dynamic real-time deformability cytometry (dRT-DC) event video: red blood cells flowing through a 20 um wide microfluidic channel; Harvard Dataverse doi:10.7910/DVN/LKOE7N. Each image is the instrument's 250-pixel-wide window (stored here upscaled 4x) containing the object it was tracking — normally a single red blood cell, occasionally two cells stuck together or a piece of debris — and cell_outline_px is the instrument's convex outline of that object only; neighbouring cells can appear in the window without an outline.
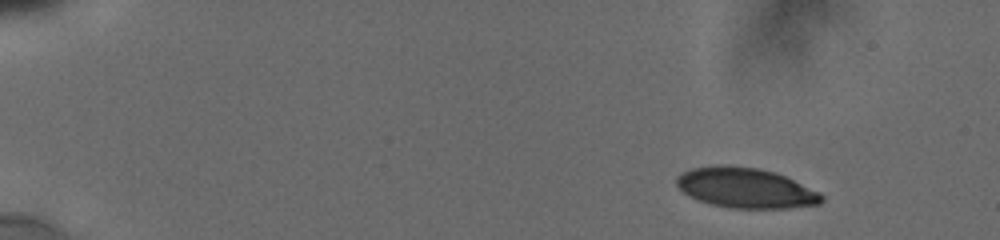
{"species": "human", "species_latin": "Homo sapiens", "temperature_condition": "cold", "stored_images_in_passage": 43, "camera_frame_rate_fps": 3000, "um_per_image_px": 0.085, "donor": {"sex": "male"}, "frame": {"image": 1, "passage_image": 1, "time_ms": 0.0, "image_size_px": [1000, 240], "cell_outline_px": [[824, 200], [820, 204], [788, 208], [728, 208], [712, 204], [700, 200], [684, 192], [676, 184], [676, 176], [680, 172], [692, 168], [716, 164], [728, 164], [760, 168], [776, 172], [820, 192], [824, 196]], "centroid_in_image_um": [63.38, 15.95], "position_along_channel_um": 21.6, "area_um2": 34.22}}
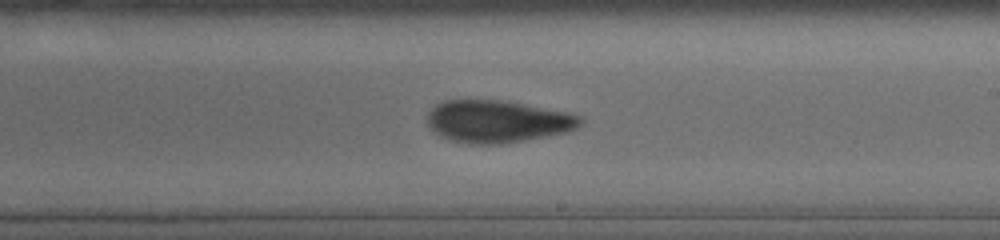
{"frame": {"image": 2, "passage_image": 30, "time_ms": 9.333, "image_size_px": [1000, 240], "cell_outline_px": [[584, 120], [572, 132], [500, 144], [468, 144], [452, 140], [440, 136], [428, 124], [428, 112], [436, 104], [444, 100], [500, 100], [564, 112], [580, 116]], "centroid_in_image_um": [42.28, 10.33], "position_along_channel_um": 246.7, "area_um2": 37.45}}
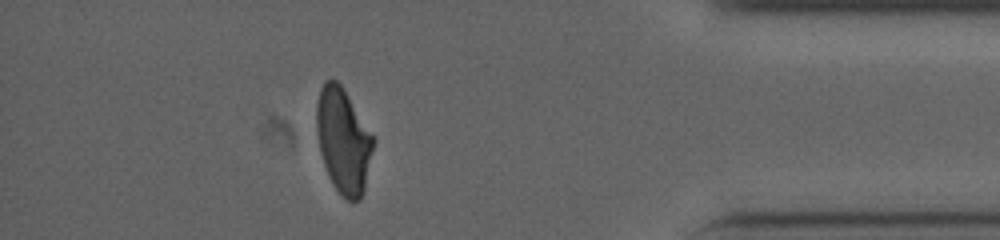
{"frame": {"image": 3, "passage_image": 39, "time_ms": 14.333, "image_size_px": [1000, 240], "cell_outline_px": [[376, 140], [364, 188], [360, 200], [352, 204], [332, 184], [328, 176], [320, 152], [316, 136], [316, 104], [320, 88], [324, 80], [336, 80], [344, 88]], "centroid_in_image_um": [29.18, 11.94], "position_along_channel_um": 406.0, "area_um2": 35.03}, "authors_computed_cell_mechanics": {"area_um2": 36.0094, "velocity_mm_per_s": 3.8252, "shape_relaxation_time_tau1_ms": 7.182, "shape_relaxation_time_tau2_ms": 2.4556, "deformation_change_tau1": 0.1918, "deformation_change_tau2": 0.0713}}